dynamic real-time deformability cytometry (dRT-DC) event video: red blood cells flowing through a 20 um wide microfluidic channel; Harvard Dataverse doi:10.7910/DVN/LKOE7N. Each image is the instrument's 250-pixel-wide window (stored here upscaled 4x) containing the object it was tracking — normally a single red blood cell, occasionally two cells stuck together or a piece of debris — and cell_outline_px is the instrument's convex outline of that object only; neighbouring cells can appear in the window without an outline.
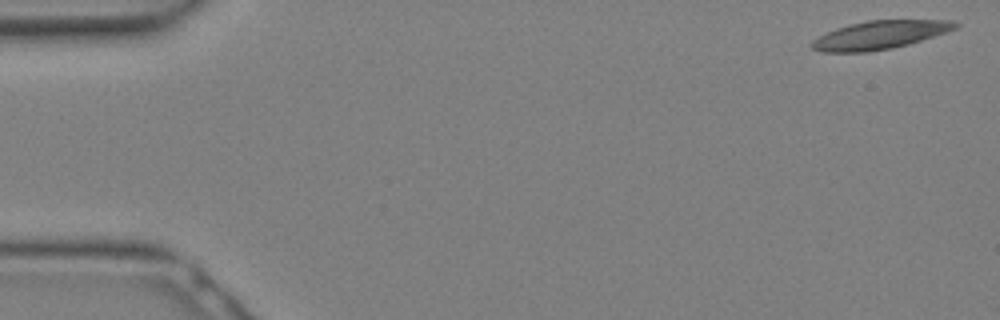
{"species": "Egyptian fruit bat (a non-hibernating species)", "species_latin": "Rousettus aegyptiacus", "temperature_condition": "warm", "stored_images_in_passage": 9, "camera_frame_rate_fps": 3000, "um_per_image_px": 0.085, "animal": {"sex": "female"}, "frame": {"image": 1, "passage_image": 1, "time_ms": 0.0, "image_size_px": [1000, 320], "cell_outline_px": [[960, 24], [956, 28], [908, 44], [892, 48], [868, 52], [820, 52], [812, 48], [812, 40], [836, 28], [868, 20], [952, 20]], "centroid_in_image_um": [74.76, 2.97], "position_along_channel_um": 10.2, "area_um2": 23.29}}
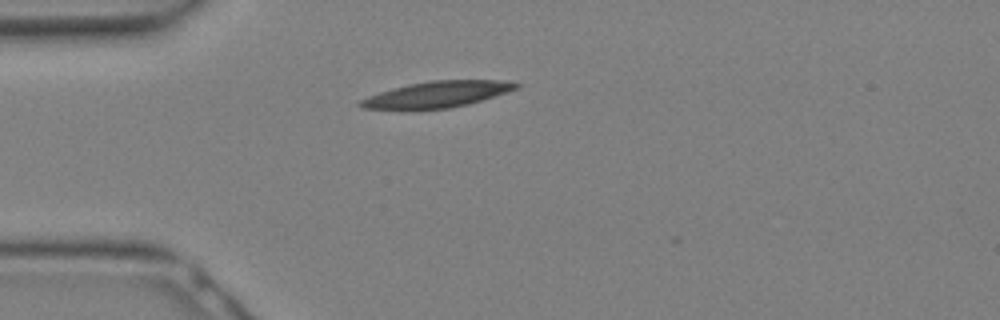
{"frame": {"image": 2, "passage_image": 8, "time_ms": 2.333, "image_size_px": [1000, 320], "cell_outline_px": [[520, 88], [508, 92], [468, 104], [448, 108], [364, 108], [356, 104], [360, 100], [368, 96], [392, 88], [408, 84], [432, 80], [500, 80], [520, 84]], "centroid_in_image_um": [37.2, 8.0], "position_along_channel_um": 47.8, "area_um2": 23.24}}